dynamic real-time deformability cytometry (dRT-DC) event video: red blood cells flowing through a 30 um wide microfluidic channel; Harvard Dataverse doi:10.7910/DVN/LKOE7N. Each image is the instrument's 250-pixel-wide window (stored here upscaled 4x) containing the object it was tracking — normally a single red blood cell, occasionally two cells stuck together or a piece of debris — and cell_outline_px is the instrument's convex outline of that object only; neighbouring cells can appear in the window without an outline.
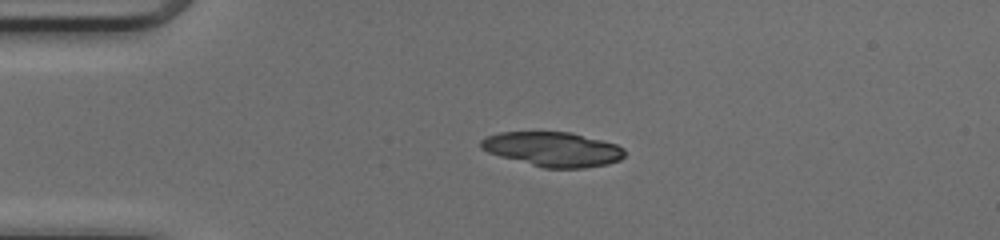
{"species": "common noctule bat (a hibernating species)", "species_latin": "Nyctalus noctula", "temperature_condition": "cold", "stored_images_in_passage": 38, "camera_frame_rate_fps": 3000, "um_per_image_px": 0.085, "animal": {"sex": "female", "body_mass_g": 17.0, "forearm_length_mm": 48.0}, "frame": {"image": 1, "passage_image": 1, "time_ms": 0.0, "image_size_px": [1000, 240], "cell_outline_px": [[624, 156], [620, 160], [608, 164], [584, 168], [544, 168], [500, 156], [488, 152], [480, 148], [480, 140], [488, 136], [500, 132], [572, 132], [616, 144], [624, 148]], "centroid_in_image_um": [47.0, 12.68], "position_along_channel_um": 38.0, "area_um2": 28.9}}